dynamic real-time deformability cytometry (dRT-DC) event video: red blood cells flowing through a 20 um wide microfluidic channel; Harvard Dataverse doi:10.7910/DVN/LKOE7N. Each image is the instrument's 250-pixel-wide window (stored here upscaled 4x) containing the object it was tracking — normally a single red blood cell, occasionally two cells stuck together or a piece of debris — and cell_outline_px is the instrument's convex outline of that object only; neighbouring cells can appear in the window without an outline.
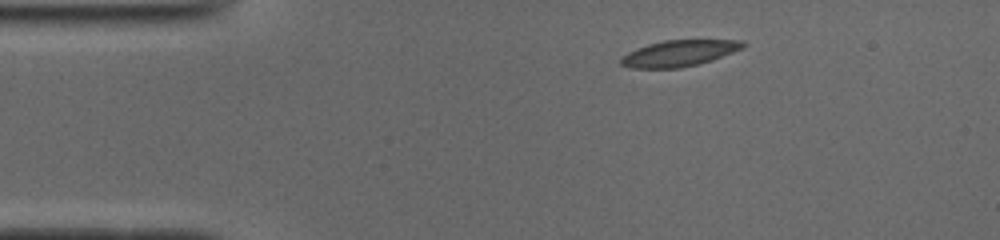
{"species": "common noctule bat (a hibernating species)", "species_latin": "Nyctalus noctula", "temperature_condition": "cold", "stored_images_in_passage": 44, "camera_frame_rate_fps": 3000, "um_per_image_px": 0.085, "animal": {"sex": "male", "body_mass_g": 19.0, "forearm_length_mm": 50.8}, "frame": {"image": 1, "passage_image": 1, "time_ms": 0.0, "image_size_px": [1000, 240], "cell_outline_px": [[748, 44], [744, 48], [712, 60], [696, 64], [676, 68], [632, 68], [620, 64], [620, 60], [628, 52], [636, 48], [648, 44], [664, 40], [744, 40]], "centroid_in_image_um": [57.76, 4.51], "position_along_channel_um": 27.2, "area_um2": 18.55}}
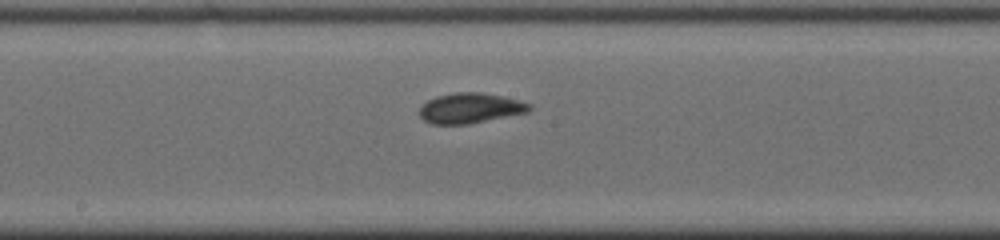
{"frame": {"image": 2, "passage_image": 19, "time_ms": 6.0, "image_size_px": [1000, 240], "cell_outline_px": [[532, 108], [528, 112], [468, 124], [432, 124], [424, 120], [420, 116], [420, 108], [428, 100], [436, 96], [456, 92], [480, 92], [500, 96], [532, 104]], "centroid_in_image_um": [39.96, 9.19], "position_along_channel_um": 208.2, "area_um2": 19.13}}
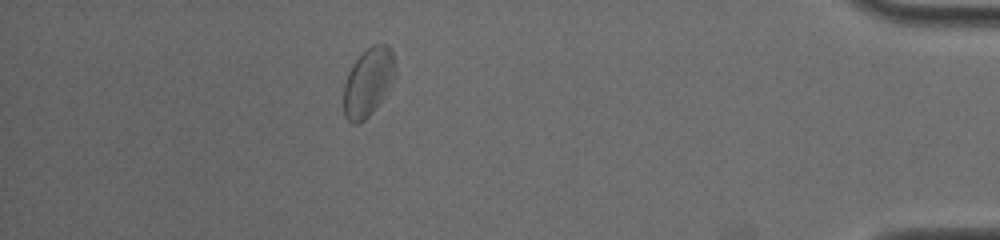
{"frame": {"image": 3, "passage_image": 38, "time_ms": 12.333, "image_size_px": [1000, 240], "cell_outline_px": [[396, 76], [372, 112], [364, 120], [356, 124], [352, 124], [344, 116], [344, 84], [348, 72], [352, 64], [372, 44], [388, 44], [392, 52], [396, 72]], "centroid_in_image_um": [31.29, 6.97], "position_along_channel_um": 403.9, "area_um2": 20.29}, "authors_computed_cell_mechanics": {"area_um2": 19.3052, "velocity_mm_per_s": 3.8841, "shape_relaxation_time_tau1_ms": 2.6266, "shape_relaxation_time_tau2_ms": 2.1902, "deformation_change_tau1": 0.0912, "deformation_change_tau2": 0.0715}}